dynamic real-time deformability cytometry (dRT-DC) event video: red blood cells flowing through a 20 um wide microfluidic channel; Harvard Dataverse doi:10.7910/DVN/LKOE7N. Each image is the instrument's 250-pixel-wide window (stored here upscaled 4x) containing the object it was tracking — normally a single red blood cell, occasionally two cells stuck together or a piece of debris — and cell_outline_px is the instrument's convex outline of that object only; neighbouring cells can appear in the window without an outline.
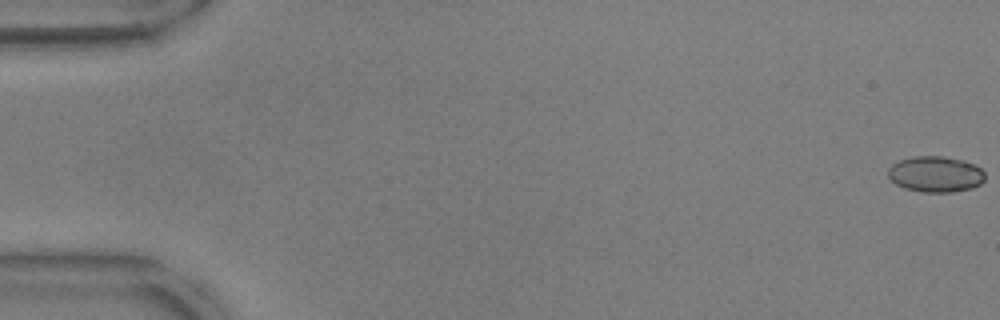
{"species": "common noctule bat (a hibernating species)", "species_latin": "Nyctalus noctula", "temperature_condition": "warm", "stored_images_in_passage": 55, "camera_frame_rate_fps": 3000, "um_per_image_px": 0.085, "animal": {"sex": "male", "body_mass_g": 17.9, "forearm_length_mm": 54.2}, "frame": {"image": 1, "passage_image": 1, "time_ms": 0.0, "image_size_px": [1000, 320], "cell_outline_px": [[984, 180], [980, 184], [972, 188], [952, 192], [924, 192], [904, 188], [896, 184], [888, 176], [888, 168], [892, 164], [900, 160], [912, 156], [944, 156], [964, 160], [976, 164], [984, 172]], "centroid_in_image_um": [79.53, 14.79], "position_along_channel_um": 5.5, "area_um2": 20.4}}
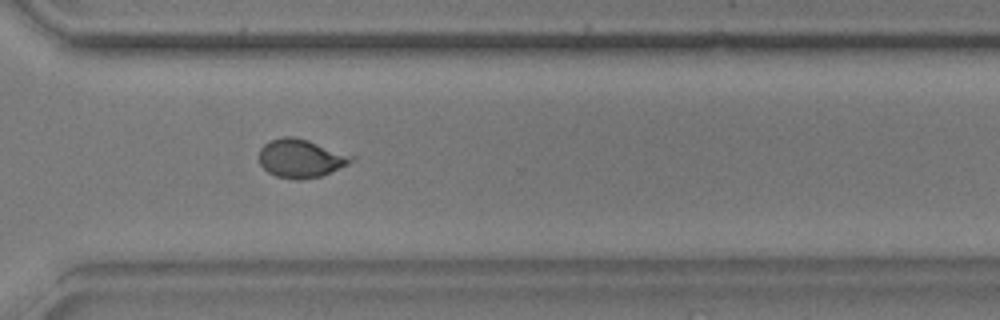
{"frame": {"image": 2, "passage_image": 40, "time_ms": 13.0, "image_size_px": [1000, 320], "cell_outline_px": [[356, 160], [348, 164], [320, 176], [300, 180], [296, 180], [276, 176], [268, 172], [260, 164], [260, 148], [264, 144], [272, 140], [284, 136], [292, 136], [308, 140], [356, 156]], "centroid_in_image_um": [25.59, 13.46], "position_along_channel_um": 345.0, "area_um2": 20.63}}
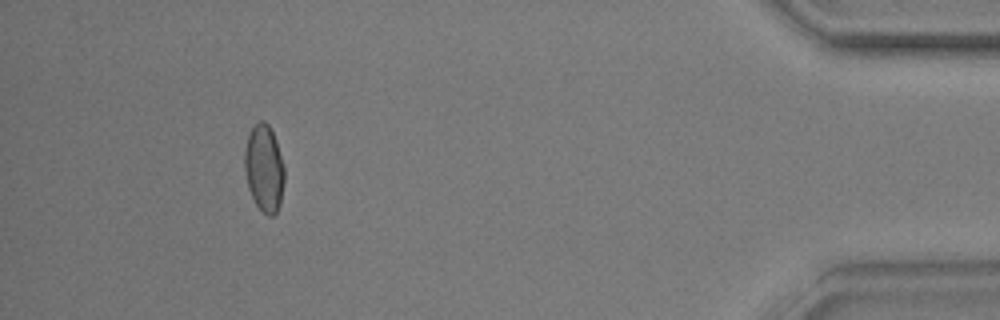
{"frame": {"image": 3, "passage_image": 50, "time_ms": 16.333, "image_size_px": [1000, 320], "cell_outline_px": [[284, 180], [280, 204], [276, 212], [272, 216], [268, 216], [256, 204], [248, 188], [244, 168], [244, 152], [248, 136], [252, 128], [260, 120], [264, 120], [268, 124], [276, 140], [284, 168]], "centroid_in_image_um": [22.44, 14.3], "position_along_channel_um": 412.8, "area_um2": 20.0}, "authors_computed_cell_mechanics": {"area_um2": 20.3456, "velocity_mm_per_s": 3.8033, "shape_relaxation_time_tau1_ms": 5.1319, "shape_relaxation_time_tau2_ms": 0.5928, "deformation_change_tau1": 0.1141, "deformation_change_tau2": 0.0365}}